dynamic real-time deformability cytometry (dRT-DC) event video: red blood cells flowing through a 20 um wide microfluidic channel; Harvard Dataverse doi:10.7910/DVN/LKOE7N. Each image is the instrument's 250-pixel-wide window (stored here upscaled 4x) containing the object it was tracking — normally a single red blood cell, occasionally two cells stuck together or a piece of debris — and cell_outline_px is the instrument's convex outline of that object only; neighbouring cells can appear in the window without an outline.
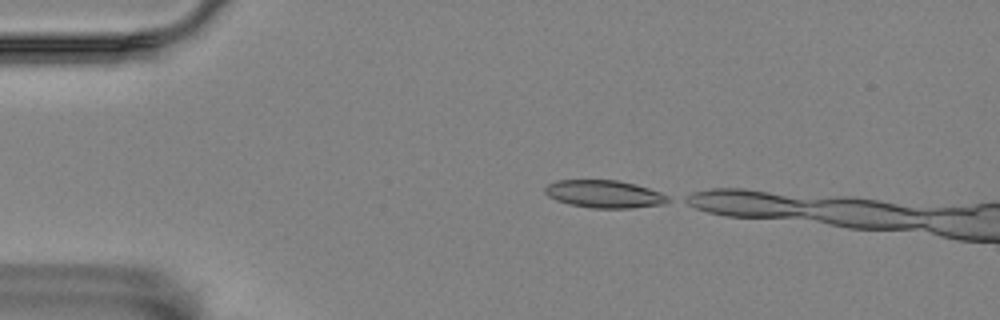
{"species": "Egyptian fruit bat (a non-hibernating species)", "species_latin": "Rousettus aegyptiacus", "temperature_condition": "room temperature", "stored_images_in_passage": 3, "camera_frame_rate_fps": 3000, "um_per_image_px": 0.085, "animal": {"sex": "female"}, "frame": {"image": 1, "passage_image": 1, "time_ms": 0.0, "image_size_px": [1000, 320], "cell_outline_px": [[672, 200], [664, 204], [632, 208], [592, 208], [572, 204], [556, 200], [548, 196], [544, 192], [544, 188], [548, 184], [556, 180], [616, 180], [636, 184], [660, 192], [668, 196]], "centroid_in_image_um": [51.38, 16.49], "position_along_channel_um": 33.6, "area_um2": 19.83}}